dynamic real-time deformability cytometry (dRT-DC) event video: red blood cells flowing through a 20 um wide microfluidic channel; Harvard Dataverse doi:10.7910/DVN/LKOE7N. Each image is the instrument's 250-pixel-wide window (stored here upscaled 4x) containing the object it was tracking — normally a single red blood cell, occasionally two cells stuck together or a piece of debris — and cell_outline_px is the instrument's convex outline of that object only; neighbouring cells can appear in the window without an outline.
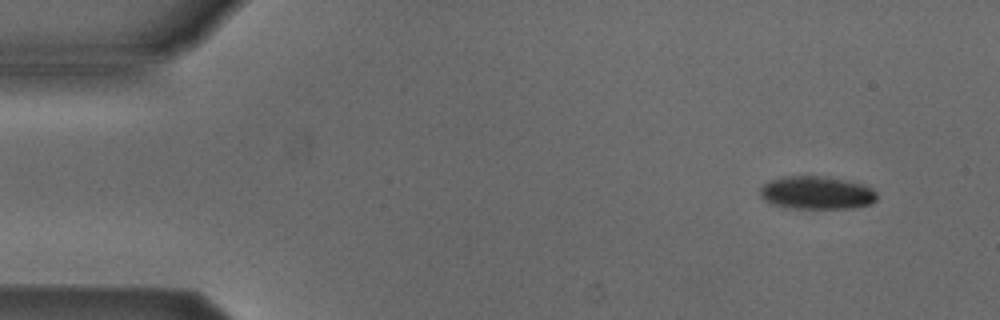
{"species": "Egyptian fruit bat (a non-hibernating species)", "species_latin": "Rousettus aegyptiacus", "temperature_condition": "cold", "stored_images_in_passage": 49, "camera_frame_rate_fps": 3000, "um_per_image_px": 0.085, "animal": {"sex": "male"}, "frame": {"image": 1, "passage_image": 3, "time_ms": 0.667, "image_size_px": [1000, 320], "cell_outline_px": [[876, 200], [872, 204], [852, 208], [788, 208], [772, 204], [764, 200], [756, 192], [768, 180], [784, 176], [824, 176], [848, 180], [864, 184], [872, 188], [876, 192]], "centroid_in_image_um": [69.39, 16.38], "position_along_channel_um": 15.6, "area_um2": 22.89}}
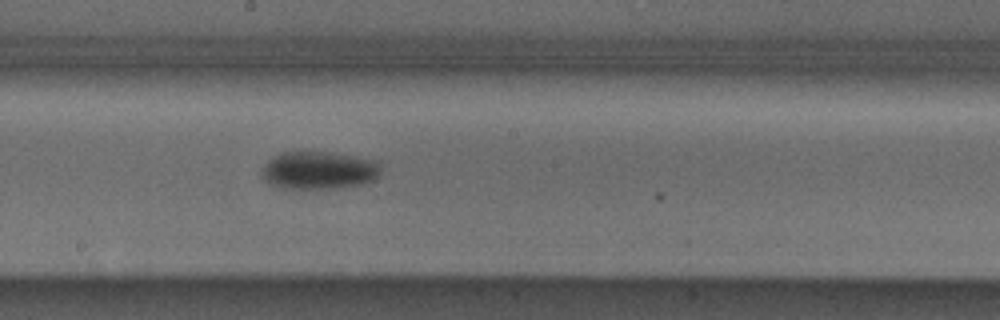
{"frame": {"image": 2, "passage_image": 27, "time_ms": 8.667, "image_size_px": [1000, 320], "cell_outline_px": [[380, 172], [372, 180], [364, 184], [340, 188], [276, 188], [268, 184], [260, 176], [260, 168], [272, 156], [280, 152], [328, 152], [380, 160]], "centroid_in_image_um": [27.05, 14.48], "position_along_channel_um": 221.2, "area_um2": 26.76}}
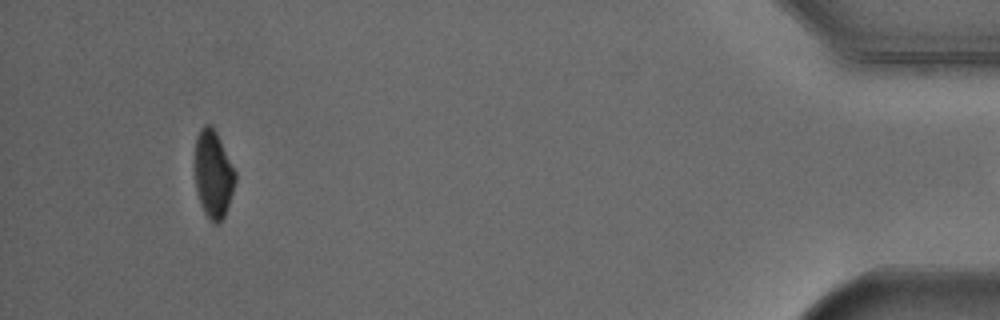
{"frame": {"image": 3, "passage_image": 48, "time_ms": 15.667, "image_size_px": [1000, 320], "cell_outline_px": [[236, 180], [224, 216], [216, 224], [208, 220], [200, 204], [196, 188], [196, 136], [200, 128], [204, 124], [212, 124], [236, 172]], "centroid_in_image_um": [18.12, 14.79], "position_along_channel_um": 417.1, "area_um2": 20.35}}